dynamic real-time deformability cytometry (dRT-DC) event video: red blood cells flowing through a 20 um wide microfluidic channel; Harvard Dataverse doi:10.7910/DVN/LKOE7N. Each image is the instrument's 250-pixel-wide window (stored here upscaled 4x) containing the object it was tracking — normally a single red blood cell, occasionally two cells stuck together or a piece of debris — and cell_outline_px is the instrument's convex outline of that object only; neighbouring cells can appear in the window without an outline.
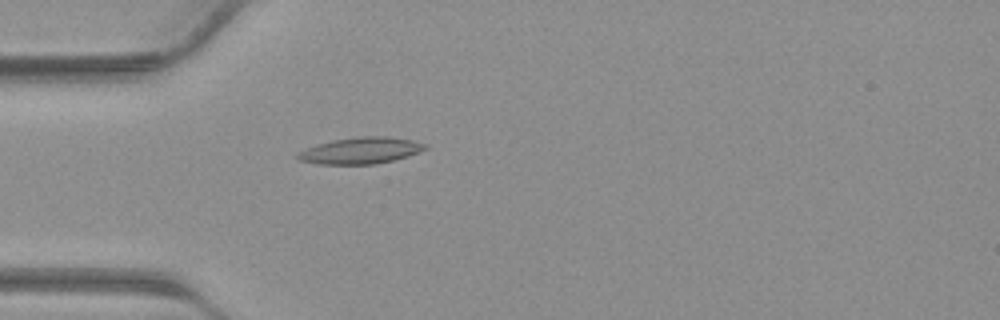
{"species": "common noctule bat (a hibernating species)", "species_latin": "Nyctalus noctula", "temperature_condition": "warm", "stored_images_in_passage": 31, "camera_frame_rate_fps": 3000, "um_per_image_px": 0.085, "animal": {"sex": "male", "body_mass_g": 23.1, "forearm_length_mm": 52.7}, "frame": {"image": 1, "passage_image": 2, "time_ms": 0.333, "image_size_px": [1000, 320], "cell_outline_px": [[428, 148], [420, 152], [408, 156], [376, 164], [320, 164], [300, 160], [296, 156], [296, 152], [316, 144], [332, 140], [356, 136], [388, 136], [412, 140], [428, 144]], "centroid_in_image_um": [30.67, 12.78], "position_along_channel_um": 54.3, "area_um2": 19.83}}
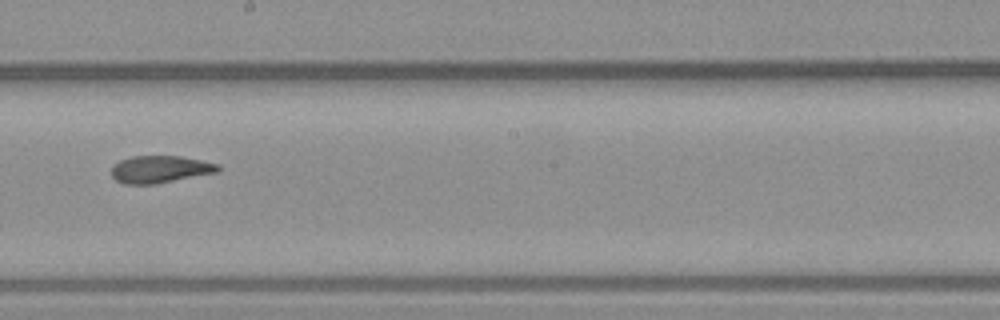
{"frame": {"image": 2, "passage_image": 13, "time_ms": 4.0, "image_size_px": [1000, 320], "cell_outline_px": [[220, 168], [216, 172], [156, 184], [124, 184], [116, 180], [112, 176], [112, 164], [120, 160], [132, 156], [180, 156], [220, 164]], "centroid_in_image_um": [13.57, 14.38], "position_along_channel_um": 234.6, "area_um2": 16.88}}
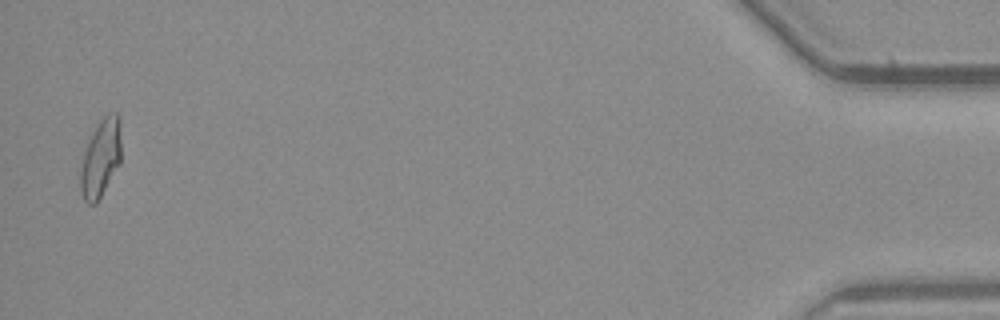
{"frame": {"image": 3, "passage_image": 30, "time_ms": 9.667, "image_size_px": [1000, 320], "cell_outline_px": [[120, 164], [96, 204], [88, 204], [84, 200], [80, 192], [80, 156], [96, 124], [108, 112], [116, 112], [120, 116]], "centroid_in_image_um": [8.53, 13.42], "position_along_channel_um": 426.7, "area_um2": 19.02}}